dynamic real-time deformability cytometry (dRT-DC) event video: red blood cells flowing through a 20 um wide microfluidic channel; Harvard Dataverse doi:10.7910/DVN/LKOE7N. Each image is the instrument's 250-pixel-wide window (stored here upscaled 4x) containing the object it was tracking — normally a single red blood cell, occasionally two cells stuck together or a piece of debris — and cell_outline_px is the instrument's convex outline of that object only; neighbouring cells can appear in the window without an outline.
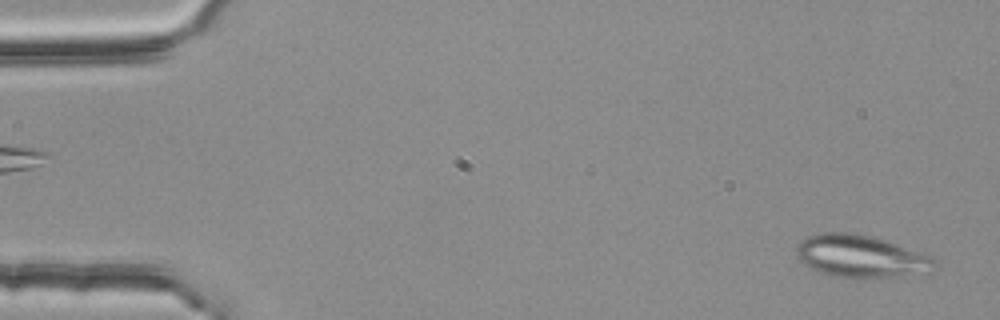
{"species": "common noctule bat (a hibernating species)", "species_latin": "Nyctalus noctula", "temperature_condition": "room temperature", "stored_images_in_passage": 52, "camera_frame_rate_fps": 3000, "um_per_image_px": 0.085, "animal": {"sex": "female", "body_mass_g": 25.1}, "frame": {"image": 1, "passage_image": 2, "time_ms": 0.333, "image_size_px": [1000, 320], "cell_outline_px": [[936, 260], [908, 280], [872, 280], [832, 276], [820, 272], [804, 264], [796, 256], [796, 248], [808, 236], [820, 232], [848, 232], [872, 236], [924, 252], [932, 256]], "centroid_in_image_um": [73.19, 21.83], "position_along_channel_um": 11.8, "area_um2": 34.97}}
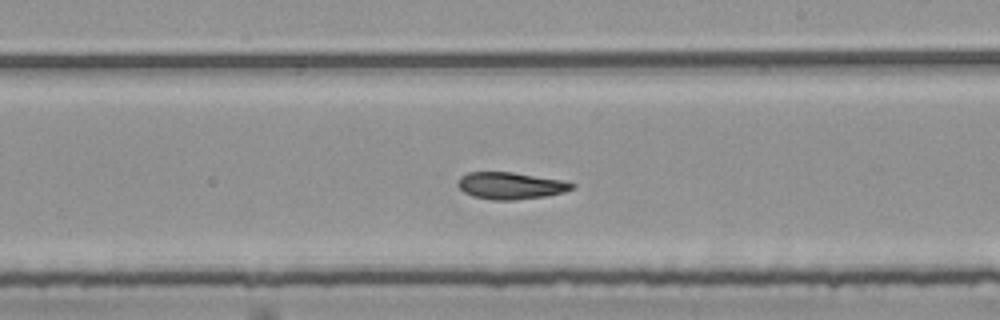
{"frame": {"image": 2, "passage_image": 31, "time_ms": 10.0, "image_size_px": [1000, 320], "cell_outline_px": [[576, 184], [572, 188], [564, 192], [544, 196], [516, 200], [492, 200], [472, 196], [464, 192], [456, 184], [460, 176], [468, 172], [512, 172], [560, 180]], "centroid_in_image_um": [43.34, 15.78], "position_along_channel_um": 245.7, "area_um2": 17.8}}
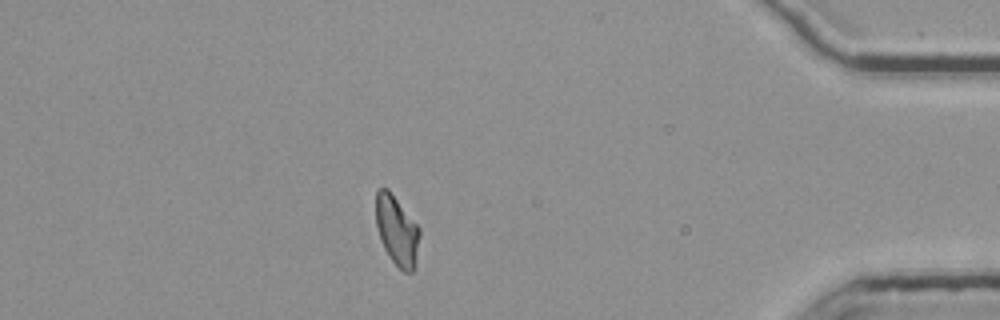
{"frame": {"image": 3, "passage_image": 47, "time_ms": 15.333, "image_size_px": [1000, 320], "cell_outline_px": [[420, 236], [416, 268], [412, 272], [404, 272], [392, 260], [384, 248], [380, 240], [376, 224], [376, 192], [380, 188], [388, 188], [420, 228]], "centroid_in_image_um": [33.75, 19.62], "position_along_channel_um": 401.4, "area_um2": 17.86}, "authors_computed_cell_mechanics": {"area_um2": 18.4671, "velocity_mm_per_s": 3.7691, "shape_relaxation_time_tau1_ms": null, "shape_relaxation_time_tau2_ms": 3.7593, "deformation_change_tau1": null, "deformation_change_tau2": 0.1088}}